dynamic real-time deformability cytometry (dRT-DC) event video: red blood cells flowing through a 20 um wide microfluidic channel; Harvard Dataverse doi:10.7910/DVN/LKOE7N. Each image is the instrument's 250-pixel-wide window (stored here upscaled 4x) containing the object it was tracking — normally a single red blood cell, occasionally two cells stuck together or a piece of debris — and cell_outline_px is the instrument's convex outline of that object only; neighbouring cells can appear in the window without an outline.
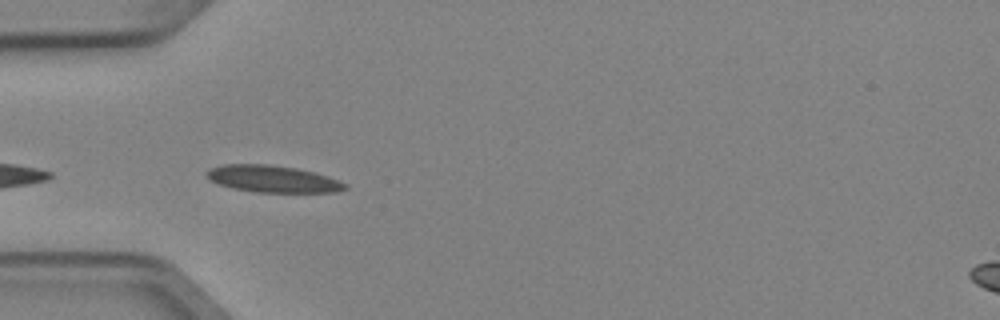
{"species": "Egyptian fruit bat (a non-hibernating species)", "species_latin": "Rousettus aegyptiacus", "temperature_condition": "cold", "stored_images_in_passage": 5, "camera_frame_rate_fps": 3000, "um_per_image_px": 0.085, "animal": {"sex": "female"}, "frame": {"image": 1, "passage_image": 3, "time_ms": 0.667, "image_size_px": [1000, 320], "cell_outline_px": [[348, 188], [336, 192], [256, 192], [232, 188], [220, 184], [212, 180], [204, 172], [208, 168], [224, 164], [268, 164], [296, 168], [316, 172], [340, 180], [348, 184]], "centroid_in_image_um": [23.22, 15.2], "position_along_channel_um": 61.8, "area_um2": 21.79}}
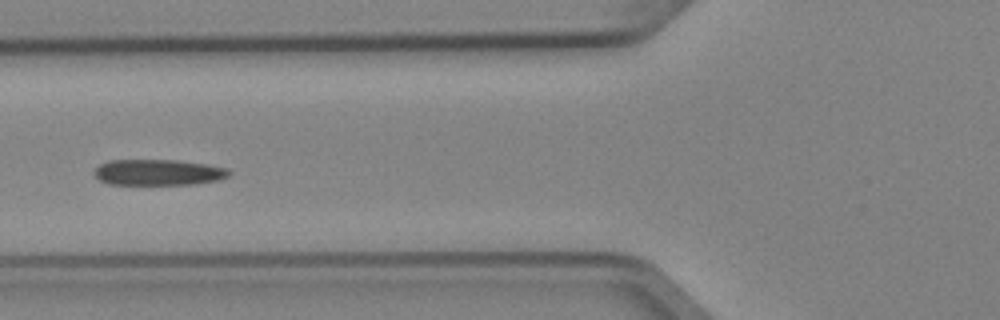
{"frame": {"image": 2, "passage_image": 4, "time_ms": 1.0, "image_size_px": [1000, 320], "cell_outline_px": [[232, 172], [228, 176], [220, 180], [196, 184], [108, 184], [100, 180], [92, 172], [100, 164], [108, 160], [176, 160], [208, 164], [228, 168]], "centroid_in_image_um": [13.48, 14.64], "position_along_channel_um": 112.3, "area_um2": 20.52}}